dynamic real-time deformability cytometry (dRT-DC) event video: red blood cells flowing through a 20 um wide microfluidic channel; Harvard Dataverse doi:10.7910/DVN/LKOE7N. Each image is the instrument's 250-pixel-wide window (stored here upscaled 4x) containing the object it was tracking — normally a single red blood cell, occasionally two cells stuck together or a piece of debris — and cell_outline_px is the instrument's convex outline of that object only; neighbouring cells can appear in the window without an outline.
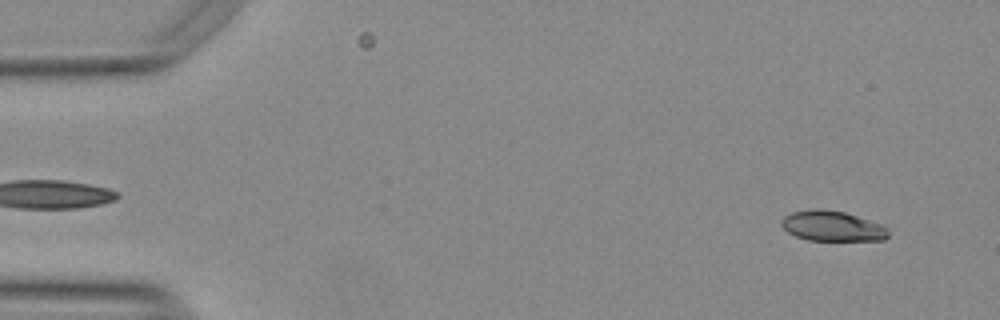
{"species": "Egyptian fruit bat (a non-hibernating species)", "species_latin": "Rousettus aegyptiacus", "temperature_condition": "warm", "stored_images_in_passage": 39, "camera_frame_rate_fps": 3000, "um_per_image_px": 0.085, "animal": {"sex": "female"}, "frame": {"image": 1, "passage_image": 3, "time_ms": 0.667, "image_size_px": [1000, 320], "cell_outline_px": [[888, 236], [884, 240], [808, 240], [796, 236], [788, 232], [780, 224], [780, 220], [784, 216], [792, 212], [812, 208], [820, 208], [844, 212], [880, 224], [888, 228]], "centroid_in_image_um": [70.7, 19.21], "position_along_channel_um": 14.3, "area_um2": 18.79}}
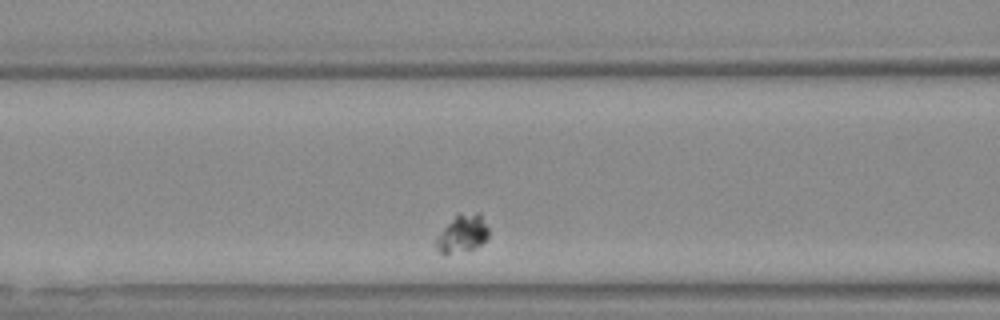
{"frame": {"image": 2, "passage_image": 16, "time_ms": 5.0, "image_size_px": [1000, 320], "cell_outline_px": [[488, 240], [476, 248], [444, 256], [432, 244], [456, 212], [480, 212], [488, 228]], "centroid_in_image_um": [39.3, 19.86], "position_along_channel_um": 127.3, "area_um2": 12.08}}
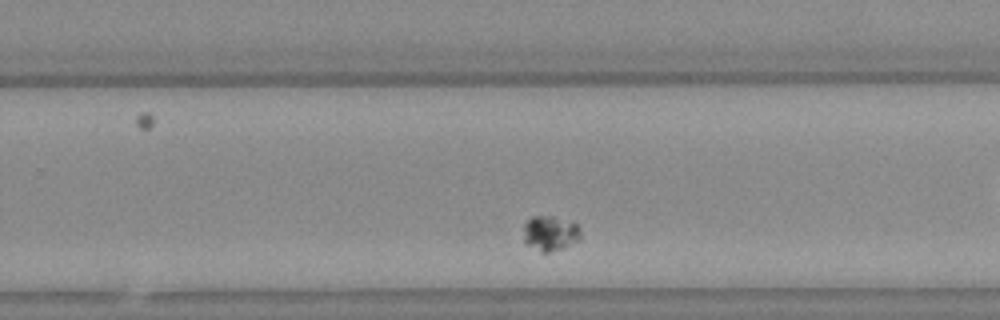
{"frame": {"image": 3, "passage_image": 30, "time_ms": 9.667, "image_size_px": [1000, 320], "cell_outline_px": [[580, 240], [560, 248], [548, 252], [540, 252], [524, 244], [524, 224], [532, 216], [552, 216], [576, 224], [580, 228]], "centroid_in_image_um": [46.73, 19.83], "position_along_channel_um": 283.1, "area_um2": 11.56}}